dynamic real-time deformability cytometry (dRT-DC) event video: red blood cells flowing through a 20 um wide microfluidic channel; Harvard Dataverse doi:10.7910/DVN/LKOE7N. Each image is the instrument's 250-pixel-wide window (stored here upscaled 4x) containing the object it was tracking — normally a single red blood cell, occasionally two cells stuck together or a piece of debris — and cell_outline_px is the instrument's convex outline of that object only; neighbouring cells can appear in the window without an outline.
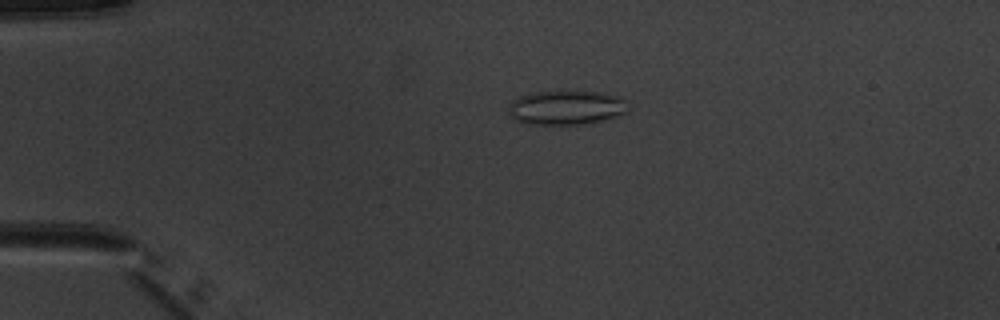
{"species": "common noctule bat (a hibernating species)", "species_latin": "Nyctalus noctula", "temperature_condition": "warm", "stored_images_in_passage": 4, "camera_frame_rate_fps": 3000, "um_per_image_px": 0.085, "animal": {"sex": "male", "body_mass_g": 20.1, "forearm_length_mm": 53.5}, "frame": {"image": 1, "passage_image": 3, "time_ms": 3.0, "image_size_px": [1000, 320], "cell_outline_px": [[628, 112], [604, 120], [584, 124], [524, 124], [512, 120], [508, 116], [508, 104], [512, 100], [520, 96], [532, 92], [572, 88], [596, 92], [616, 96], [628, 100]], "centroid_in_image_um": [48.08, 9.11], "position_along_channel_um": 36.9, "area_um2": 25.03}}